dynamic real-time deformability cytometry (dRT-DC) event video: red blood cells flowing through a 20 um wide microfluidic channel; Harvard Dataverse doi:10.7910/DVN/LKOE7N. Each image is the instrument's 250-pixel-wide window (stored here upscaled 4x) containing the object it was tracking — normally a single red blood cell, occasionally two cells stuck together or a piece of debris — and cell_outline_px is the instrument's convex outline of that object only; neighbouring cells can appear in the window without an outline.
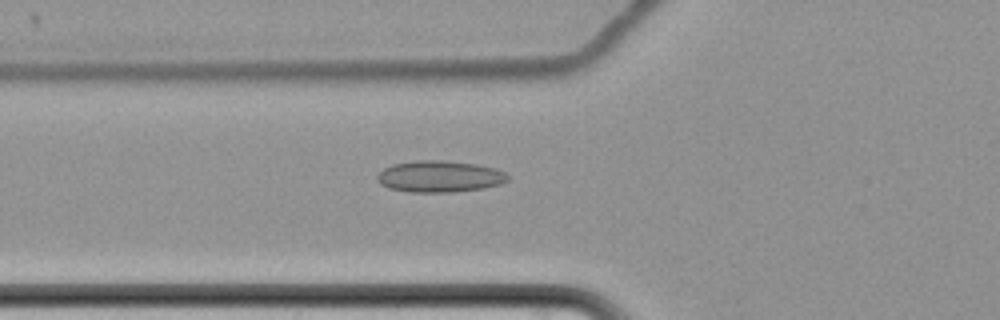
{"species": "common noctule bat (a hibernating species)", "species_latin": "Nyctalus noctula", "temperature_condition": "cold", "stored_images_in_passage": 51, "camera_frame_rate_fps": 3000, "um_per_image_px": 0.085, "animal": {"sex": "female", "body_mass_g": 22.7, "forearm_length_mm": 54.2}, "frame": {"image": 1, "passage_image": 13, "time_ms": 4.0, "image_size_px": [1000, 320], "cell_outline_px": [[508, 180], [500, 184], [484, 188], [452, 192], [412, 192], [388, 188], [380, 184], [376, 180], [376, 176], [384, 168], [392, 164], [416, 160], [440, 160], [476, 164], [496, 168], [504, 172], [508, 176]], "centroid_in_image_um": [37.34, 15.0], "position_along_channel_um": 88.5, "area_um2": 24.04}}
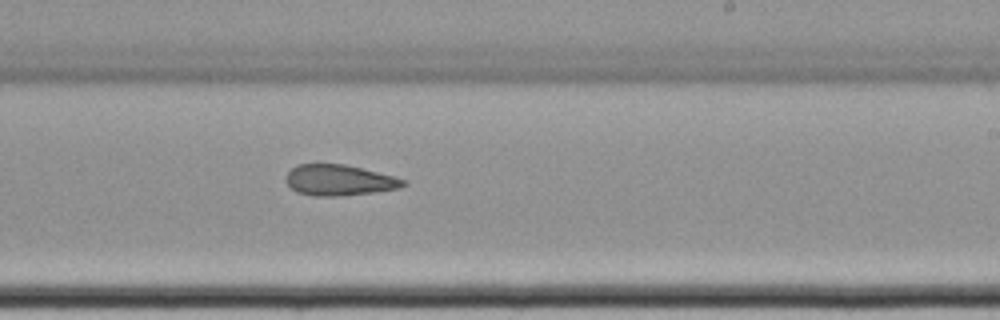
{"frame": {"image": 2, "passage_image": 28, "time_ms": 9.0, "image_size_px": [1000, 320], "cell_outline_px": [[408, 184], [400, 188], [376, 192], [340, 196], [312, 196], [296, 192], [284, 180], [284, 176], [296, 164], [344, 164], [408, 180]], "centroid_in_image_um": [28.82, 15.32], "position_along_channel_um": 260.2, "area_um2": 21.21}}
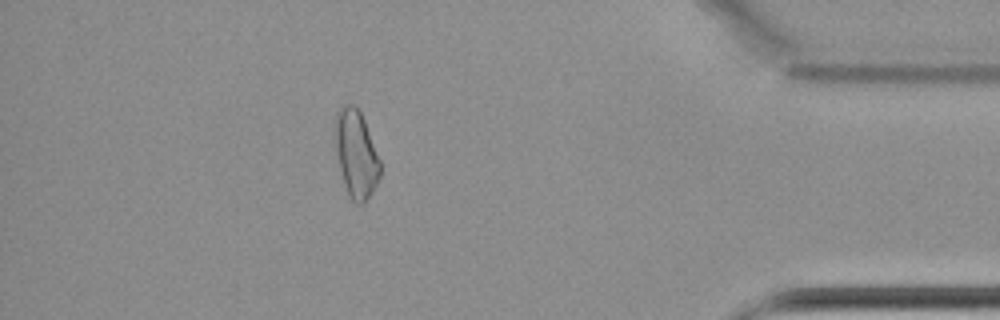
{"frame": {"image": 3, "passage_image": 44, "time_ms": 14.333, "image_size_px": [1000, 320], "cell_outline_px": [[380, 176], [372, 192], [364, 204], [356, 204], [348, 196], [344, 184], [332, 140], [332, 124], [336, 112], [340, 104], [352, 104], [360, 112], [364, 120], [380, 160]], "centroid_in_image_um": [30.2, 13.04], "position_along_channel_um": 405.0, "area_um2": 23.64}, "authors_computed_cell_mechanics": {"area_um2": 22.3108, "velocity_mm_per_s": 3.4358, "shape_relaxation_time_tau1_ms": null, "shape_relaxation_time_tau2_ms": 7.0725, "deformation_change_tau1": null, "deformation_change_tau2": 0.1576}}